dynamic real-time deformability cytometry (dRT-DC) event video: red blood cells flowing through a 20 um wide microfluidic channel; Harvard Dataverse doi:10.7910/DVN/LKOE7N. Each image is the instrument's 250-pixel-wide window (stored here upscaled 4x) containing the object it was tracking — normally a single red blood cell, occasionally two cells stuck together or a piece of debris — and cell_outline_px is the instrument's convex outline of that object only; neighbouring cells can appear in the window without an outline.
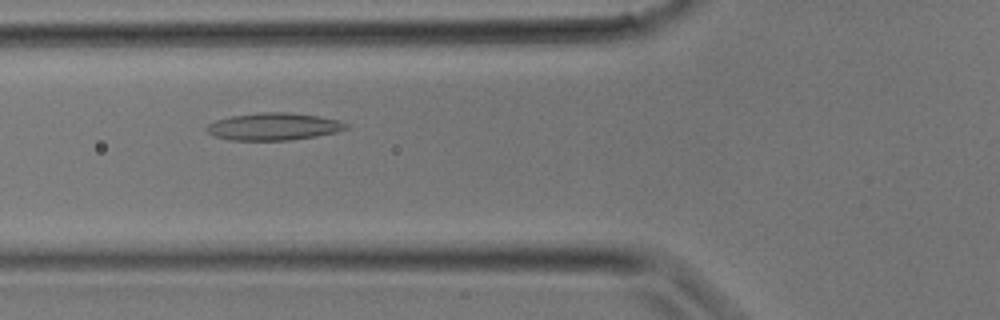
{"species": "common noctule bat (a hibernating species)", "species_latin": "Nyctalus noctula", "temperature_condition": "room temperature", "stored_images_in_passage": 30, "camera_frame_rate_fps": 3000, "um_per_image_px": 0.085, "animal": {"sex": "male", "body_mass_g": 17.9}, "frame": {"image": 1, "passage_image": 11, "time_ms": 3.333, "image_size_px": [1000, 320], "cell_outline_px": [[348, 128], [336, 132], [316, 136], [288, 140], [228, 140], [216, 136], [208, 132], [204, 128], [208, 124], [216, 120], [232, 116], [264, 112], [288, 112], [316, 116], [340, 120], [348, 124]], "centroid_in_image_um": [23.26, 10.76], "position_along_channel_um": 102.5, "area_um2": 22.02}}
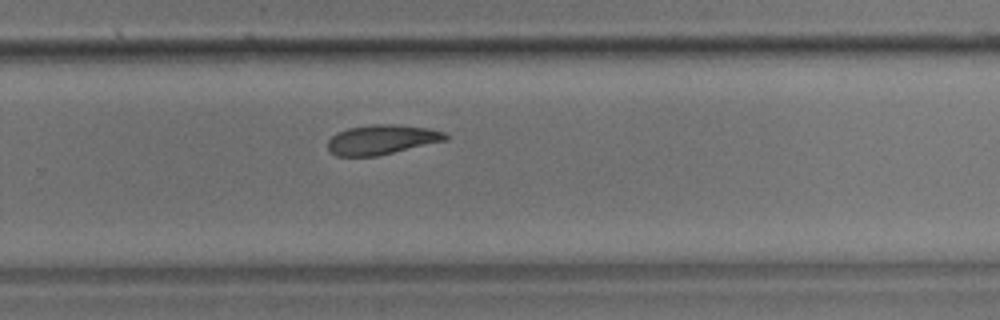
{"frame": {"image": 2, "passage_image": 20, "time_ms": 6.333, "image_size_px": [1000, 320], "cell_outline_px": [[448, 140], [376, 156], [336, 156], [328, 152], [328, 140], [332, 136], [348, 128], [372, 124], [392, 124], [428, 128], [444, 132], [448, 136]], "centroid_in_image_um": [32.44, 11.87], "position_along_channel_um": 297.4, "area_um2": 20.29}}
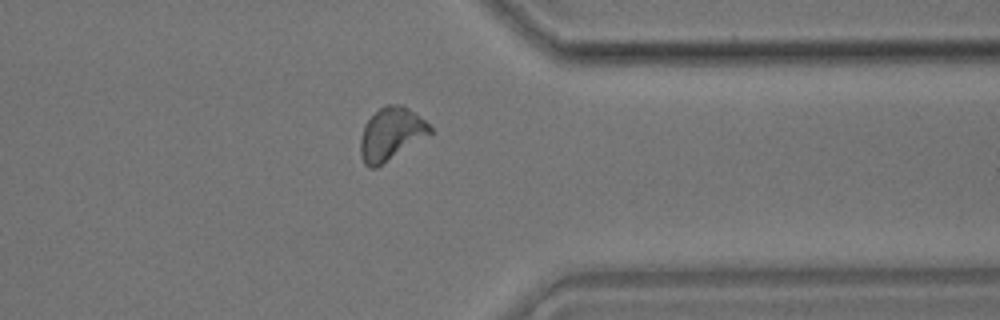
{"frame": {"image": 3, "passage_image": 24, "time_ms": 7.667, "image_size_px": [1000, 320], "cell_outline_px": [[432, 132], [376, 168], [368, 168], [364, 164], [360, 156], [360, 136], [364, 124], [380, 108], [388, 104], [404, 104], [424, 120], [432, 128]], "centroid_in_image_um": [33.2, 11.38], "position_along_channel_um": 378.2, "area_um2": 21.15}}